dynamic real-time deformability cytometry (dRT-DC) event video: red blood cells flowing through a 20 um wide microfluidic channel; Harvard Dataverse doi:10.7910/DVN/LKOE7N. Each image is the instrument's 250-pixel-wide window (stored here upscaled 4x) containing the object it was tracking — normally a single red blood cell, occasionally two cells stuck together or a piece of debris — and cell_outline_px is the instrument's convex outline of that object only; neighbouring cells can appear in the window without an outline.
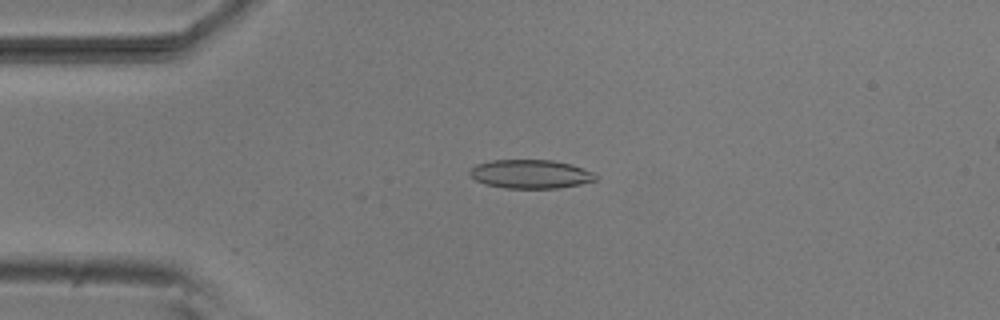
{"species": "common noctule bat (a hibernating species)", "species_latin": "Nyctalus noctula", "temperature_condition": "room temperature", "stored_images_in_passage": 22, "camera_frame_rate_fps": 3000, "um_per_image_px": 0.085, "animal": {"sex": "male", "body_mass_g": 20.5, "forearm_length_mm": 52.5}, "frame": {"image": 1, "passage_image": 11, "time_ms": 3.333, "image_size_px": [1000, 320], "cell_outline_px": [[596, 180], [580, 184], [560, 188], [504, 188], [484, 184], [468, 176], [468, 172], [476, 164], [492, 160], [552, 160], [572, 164], [592, 172], [596, 176]], "centroid_in_image_um": [45.05, 14.79], "position_along_channel_um": 39.9, "area_um2": 21.15}}
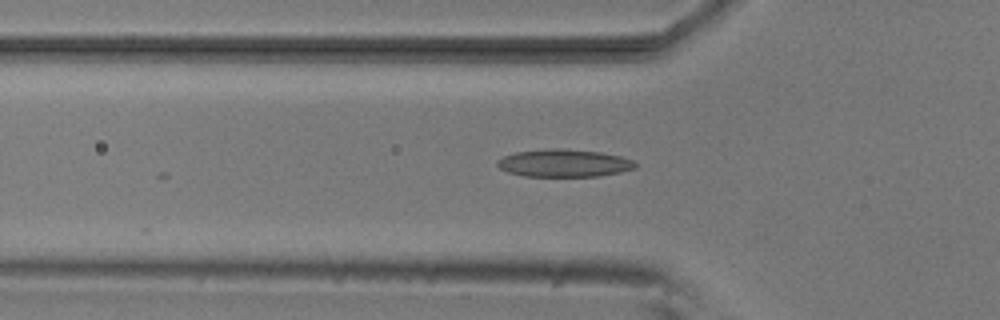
{"frame": {"image": 2, "passage_image": 16, "time_ms": 5.0, "image_size_px": [1000, 320], "cell_outline_px": [[636, 168], [620, 172], [596, 176], [524, 176], [508, 172], [500, 168], [496, 164], [496, 160], [504, 156], [516, 152], [548, 148], [560, 148], [600, 152], [620, 156], [632, 160], [636, 164]], "centroid_in_image_um": [47.91, 13.86], "position_along_channel_um": 77.9, "area_um2": 22.14}}
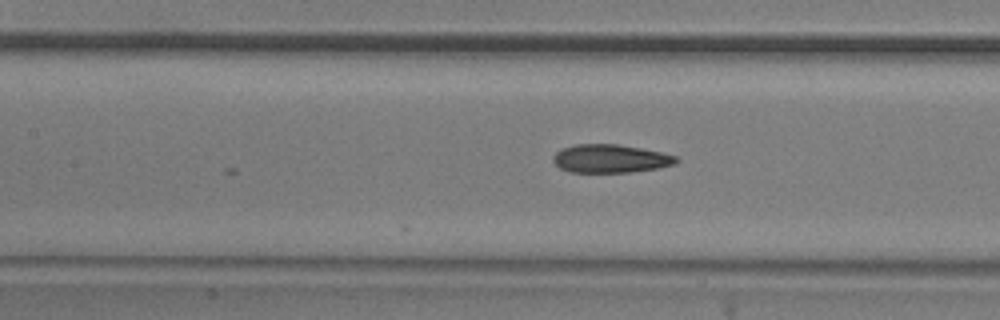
{"frame": {"image": 3, "passage_image": 22, "time_ms": 7.0, "image_size_px": [1000, 320], "cell_outline_px": [[680, 160], [676, 164], [660, 168], [632, 172], [568, 172], [560, 168], [552, 160], [552, 156], [560, 148], [576, 144], [616, 144], [640, 148], [660, 152], [676, 156]], "centroid_in_image_um": [51.88, 13.48], "position_along_channel_um": 155.5, "area_um2": 20.46}}